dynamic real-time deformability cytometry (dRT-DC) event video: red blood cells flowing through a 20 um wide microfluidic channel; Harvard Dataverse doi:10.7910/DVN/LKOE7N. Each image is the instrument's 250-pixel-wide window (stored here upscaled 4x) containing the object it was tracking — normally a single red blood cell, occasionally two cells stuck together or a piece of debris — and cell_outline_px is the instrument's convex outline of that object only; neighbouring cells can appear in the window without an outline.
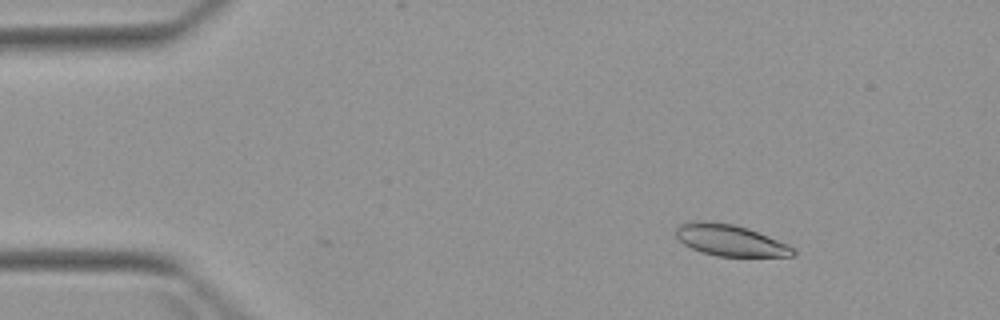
{"species": "Egyptian fruit bat (a non-hibernating species)", "species_latin": "Rousettus aegyptiacus", "temperature_condition": "warm", "stored_images_in_passage": 4, "camera_frame_rate_fps": 3000, "um_per_image_px": 0.085, "animal": {"sex": "female"}, "frame": {"image": 1, "passage_image": 2, "time_ms": 1.0, "image_size_px": [1000, 320], "cell_outline_px": [[796, 252], [792, 256], [716, 256], [700, 252], [684, 244], [676, 236], [676, 228], [680, 224], [692, 220], [712, 220], [732, 224], [748, 228], [788, 244], [796, 248]], "centroid_in_image_um": [62.04, 20.41], "position_along_channel_um": 23.0, "area_um2": 21.62}}